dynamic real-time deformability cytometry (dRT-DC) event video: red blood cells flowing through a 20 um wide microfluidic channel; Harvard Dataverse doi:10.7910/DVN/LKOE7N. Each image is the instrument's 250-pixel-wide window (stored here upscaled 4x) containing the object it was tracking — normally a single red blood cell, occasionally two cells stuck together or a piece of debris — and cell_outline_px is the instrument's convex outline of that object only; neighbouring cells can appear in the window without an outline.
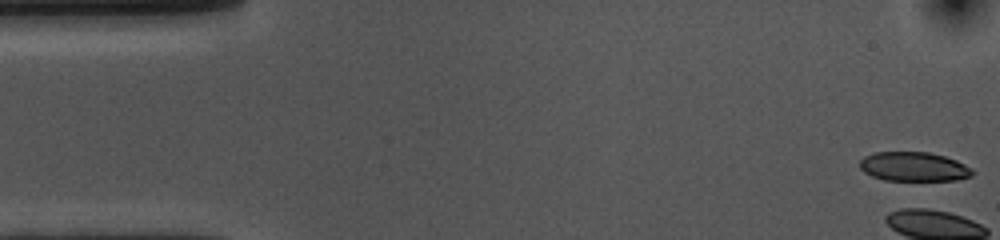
{"species": "common noctule bat (a hibernating species)", "species_latin": "Nyctalus noctula", "temperature_condition": "cold", "stored_images_in_passage": 54, "camera_frame_rate_fps": 3000, "um_per_image_px": 0.085, "animal": {"sex": "female", "body_mass_g": 10.0, "forearm_length_mm": 53.1}, "frame": {"image": 1, "passage_image": 1, "time_ms": 0.0, "image_size_px": [1000, 240], "cell_outline_px": [[976, 172], [972, 176], [956, 180], [884, 180], [872, 176], [864, 172], [860, 168], [860, 160], [864, 156], [876, 152], [928, 152], [944, 156], [956, 160], [972, 168]], "centroid_in_image_um": [77.69, 14.17], "position_along_channel_um": 7.3, "area_um2": 19.25}, "authors_computed_cell_mechanics": {"area_um2": 19.1318, "velocity_mm_per_s": 3.5821, "shape_relaxation_time_tau1_ms": null, "shape_relaxation_time_tau2_ms": 1.8337, "deformation_change_tau1": null, "deformation_change_tau2": 0.0438}}